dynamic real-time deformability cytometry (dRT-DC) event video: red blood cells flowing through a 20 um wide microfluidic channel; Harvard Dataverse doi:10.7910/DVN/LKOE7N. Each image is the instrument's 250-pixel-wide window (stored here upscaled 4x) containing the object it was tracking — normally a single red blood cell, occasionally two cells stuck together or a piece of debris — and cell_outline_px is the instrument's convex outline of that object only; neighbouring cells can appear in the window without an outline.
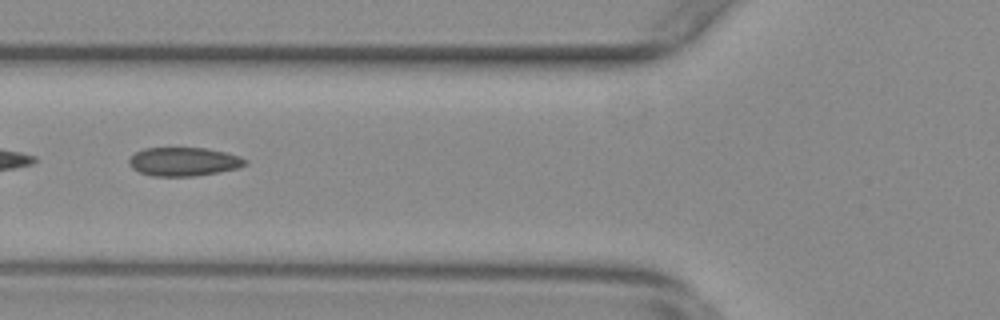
{"species": "common noctule bat (a hibernating species)", "species_latin": "Nyctalus noctula", "temperature_condition": "warm", "stored_images_in_passage": 36, "camera_frame_rate_fps": 3000, "um_per_image_px": 0.085, "animal": {"sex": "female", "body_mass_g": 29.2, "forearm_length_mm": 56.3}, "frame": {"image": 1, "passage_image": 10, "time_ms": 3.0, "image_size_px": [1000, 320], "cell_outline_px": [[248, 164], [240, 168], [192, 176], [152, 176], [140, 172], [132, 168], [128, 164], [128, 160], [136, 152], [144, 148], [204, 148], [224, 152], [240, 156], [248, 160]], "centroid_in_image_um": [15.63, 13.74], "position_along_channel_um": 110.2, "area_um2": 19.36}, "authors_computed_cell_mechanics": {"area_um2": 19.652, "velocity_mm_per_s": 3.787, "shape_relaxation_time_tau1_ms": null, "shape_relaxation_time_tau2_ms": 1.9771, "deformation_change_tau1": null, "deformation_change_tau2": 0.0978}}